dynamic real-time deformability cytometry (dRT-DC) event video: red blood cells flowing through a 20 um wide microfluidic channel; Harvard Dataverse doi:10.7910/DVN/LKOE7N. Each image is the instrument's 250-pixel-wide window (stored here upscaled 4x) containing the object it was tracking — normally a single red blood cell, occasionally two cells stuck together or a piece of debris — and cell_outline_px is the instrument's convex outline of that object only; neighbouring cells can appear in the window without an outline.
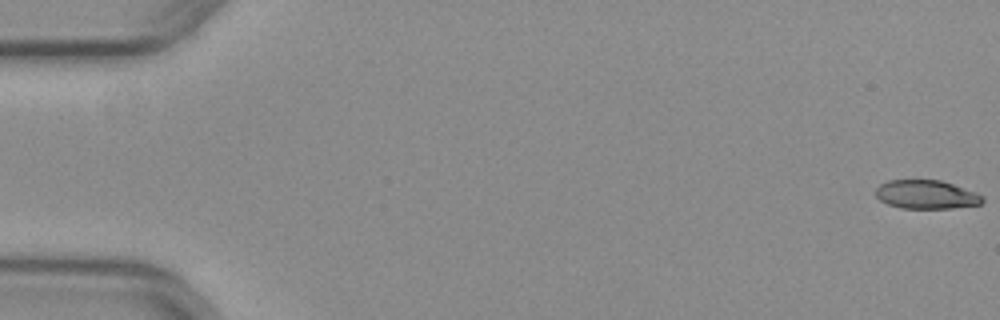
{"species": "common noctule bat (a hibernating species)", "species_latin": "Nyctalus noctula", "temperature_condition": "warm", "stored_images_in_passage": 18, "camera_frame_rate_fps": 3000, "um_per_image_px": 0.085, "animal": {"sex": "female", "body_mass_g": 29.2, "forearm_length_mm": 56.3}, "frame": {"image": 1, "passage_image": 1, "time_ms": 0.0, "image_size_px": [1000, 320], "cell_outline_px": [[984, 200], [980, 204], [952, 208], [900, 208], [888, 204], [880, 200], [876, 196], [876, 188], [880, 184], [888, 180], [940, 180], [976, 192], [984, 196]], "centroid_in_image_um": [78.73, 16.53], "position_along_channel_um": 6.3, "area_um2": 17.8}}
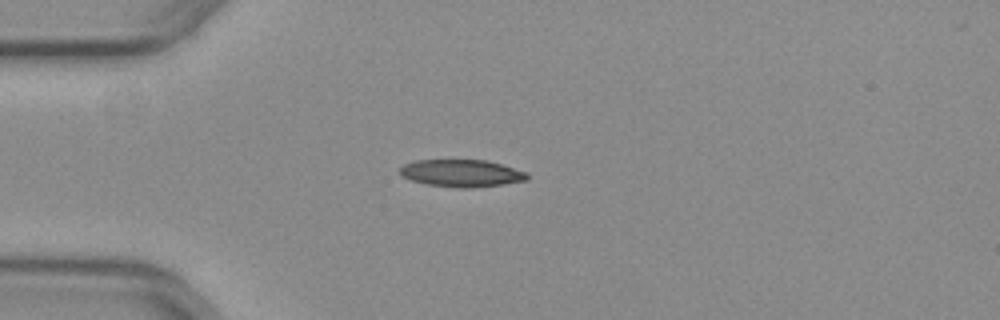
{"frame": {"image": 2, "passage_image": 15, "time_ms": 4.667, "image_size_px": [1000, 320], "cell_outline_px": [[528, 180], [504, 184], [476, 188], [456, 188], [428, 184], [412, 180], [400, 176], [400, 168], [404, 164], [416, 160], [488, 160], [528, 172]], "centroid_in_image_um": [39.26, 14.73], "position_along_channel_um": 45.7, "area_um2": 20.4}}